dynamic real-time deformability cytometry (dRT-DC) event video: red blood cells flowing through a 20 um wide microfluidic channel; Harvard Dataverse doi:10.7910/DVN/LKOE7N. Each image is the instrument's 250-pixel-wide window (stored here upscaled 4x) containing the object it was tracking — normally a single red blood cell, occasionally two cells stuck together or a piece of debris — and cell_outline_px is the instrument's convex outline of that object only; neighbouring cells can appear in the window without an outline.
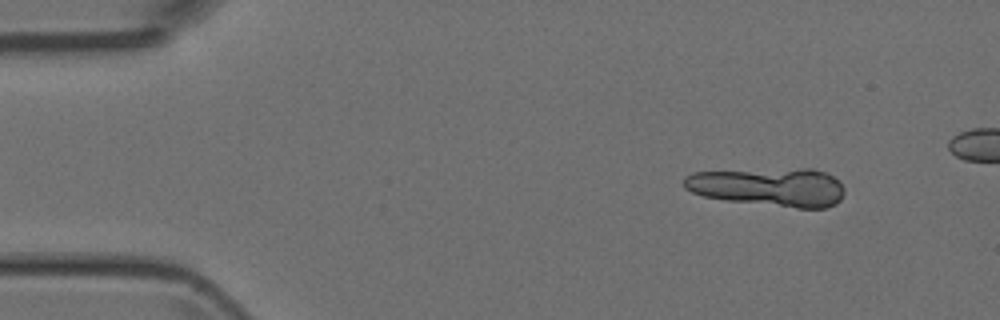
{"species": "Egyptian fruit bat (a non-hibernating species)", "species_latin": "Rousettus aegyptiacus", "temperature_condition": "room temperature", "stored_images_in_passage": 5, "segment_of_instrument_passage": [1, 2], "camera_frame_rate_fps": 3000, "um_per_image_px": 0.085, "animal": {"sex": "female"}, "frame": {"image": 1, "passage_image": 1, "time_ms": 0.0, "image_size_px": [1000, 320], "cell_outline_px": [[844, 192], [840, 200], [836, 204], [828, 208], [796, 208], [724, 200], [704, 196], [692, 192], [684, 188], [684, 176], [692, 172], [800, 168], [812, 168], [824, 172], [840, 180], [844, 188]], "centroid_in_image_um": [65.39, 15.89], "position_along_channel_um": 19.6, "area_um2": 36.36}}